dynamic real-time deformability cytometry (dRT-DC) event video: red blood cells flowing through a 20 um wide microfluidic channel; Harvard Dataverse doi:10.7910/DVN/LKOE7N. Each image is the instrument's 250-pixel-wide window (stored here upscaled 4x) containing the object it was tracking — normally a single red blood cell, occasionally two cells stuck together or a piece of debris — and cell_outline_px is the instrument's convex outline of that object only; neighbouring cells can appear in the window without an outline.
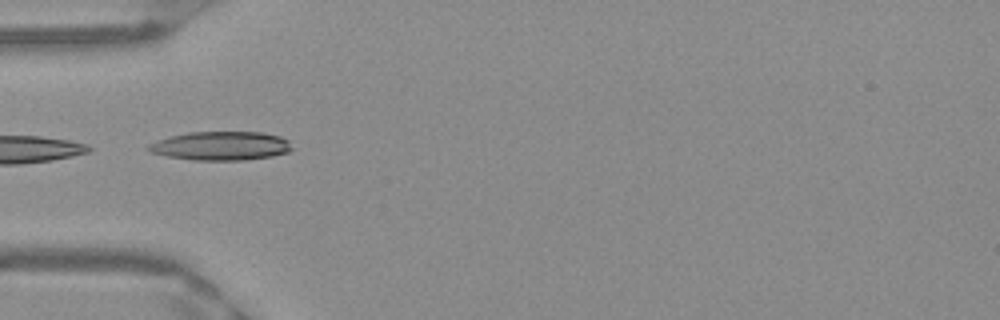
{"species": "Egyptian fruit bat (a non-hibernating species)", "species_latin": "Rousettus aegyptiacus", "temperature_condition": "warm", "stored_images_in_passage": 3, "camera_frame_rate_fps": 3000, "um_per_image_px": 0.085, "frame": {"image": 1, "passage_image": 1, "time_ms": 0.0, "image_size_px": [1000, 320], "cell_outline_px": [[292, 148], [288, 152], [272, 156], [244, 160], [192, 160], [168, 156], [148, 152], [144, 148], [148, 144], [172, 136], [188, 132], [260, 132], [280, 136], [288, 140]], "centroid_in_image_um": [18.75, 12.4], "position_along_channel_um": 66.2, "area_um2": 24.04}}